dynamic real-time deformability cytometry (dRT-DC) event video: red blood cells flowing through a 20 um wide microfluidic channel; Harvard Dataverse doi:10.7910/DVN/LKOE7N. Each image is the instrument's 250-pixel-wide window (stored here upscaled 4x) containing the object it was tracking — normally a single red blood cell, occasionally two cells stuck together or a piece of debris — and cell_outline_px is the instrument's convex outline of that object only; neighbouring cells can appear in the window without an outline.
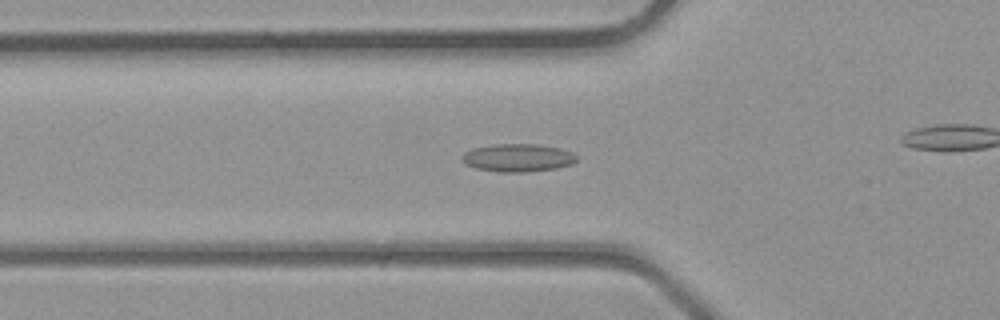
{"species": "common noctule bat (a hibernating species)", "species_latin": "Nyctalus noctula", "temperature_condition": "room temperature", "stored_images_in_passage": 27, "camera_frame_rate_fps": 3000, "um_per_image_px": 0.085, "animal": {"sex": "male", "body_mass_g": 23.1, "forearm_length_mm": 52.7}, "frame": {"image": 1, "passage_image": 9, "time_ms": 2.667, "image_size_px": [1000, 320], "cell_outline_px": [[576, 160], [572, 164], [556, 168], [524, 172], [496, 172], [476, 168], [464, 164], [460, 160], [464, 152], [472, 148], [492, 144], [540, 144], [560, 148], [572, 152], [576, 156]], "centroid_in_image_um": [43.97, 13.4], "position_along_channel_um": 81.8, "area_um2": 18.84}}
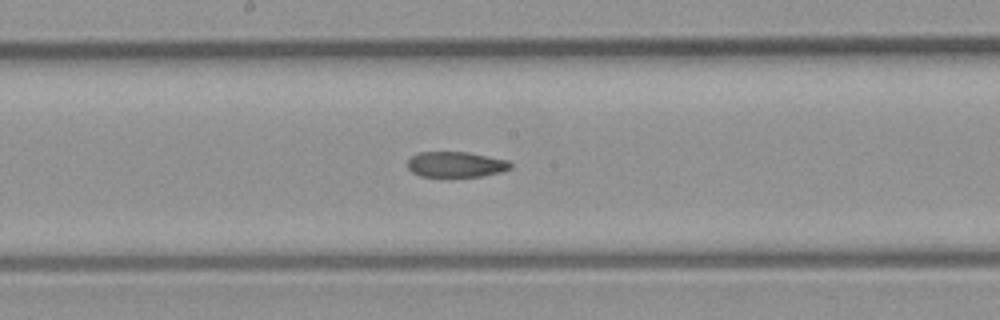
{"frame": {"image": 2, "passage_image": 16, "time_ms": 5.0, "image_size_px": [1000, 320], "cell_outline_px": [[512, 168], [500, 172], [480, 176], [420, 176], [412, 172], [408, 168], [408, 160], [412, 156], [420, 152], [468, 152], [508, 160], [512, 164]], "centroid_in_image_um": [38.76, 13.97], "position_along_channel_um": 209.4, "area_um2": 15.2}}
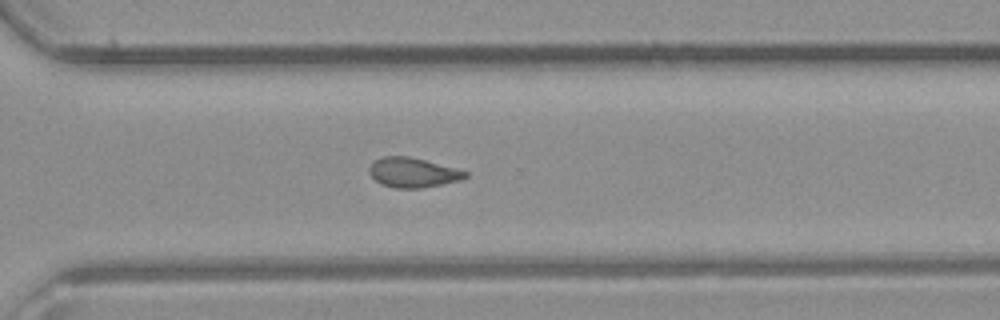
{"frame": {"image": 3, "passage_image": 23, "time_ms": 7.333, "image_size_px": [1000, 320], "cell_outline_px": [[468, 176], [460, 180], [420, 188], [396, 188], [380, 184], [368, 172], [368, 168], [376, 160], [384, 156], [408, 156], [456, 168], [468, 172]], "centroid_in_image_um": [35.08, 14.67], "position_along_channel_um": 335.5, "area_um2": 16.42}}